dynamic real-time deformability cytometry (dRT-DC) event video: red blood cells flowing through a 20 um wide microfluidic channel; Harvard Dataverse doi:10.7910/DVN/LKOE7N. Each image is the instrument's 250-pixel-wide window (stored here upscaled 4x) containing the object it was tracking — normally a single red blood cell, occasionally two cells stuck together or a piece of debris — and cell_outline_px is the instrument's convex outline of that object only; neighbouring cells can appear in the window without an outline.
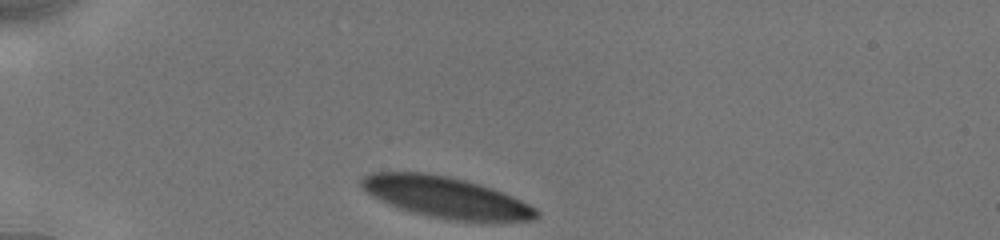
{"species": "human", "species_latin": "Homo sapiens", "temperature_condition": "cold", "stored_images_in_passage": 6, "camera_frame_rate_fps": 3000, "um_per_image_px": 0.085, "donor": {"sex": "male"}, "frame": {"image": 1, "passage_image": 1, "time_ms": 0.0, "image_size_px": [1000, 240], "cell_outline_px": [[540, 216], [536, 220], [452, 220], [428, 216], [412, 212], [388, 204], [372, 196], [360, 188], [360, 180], [364, 176], [372, 172], [428, 172], [448, 176], [480, 184], [504, 192], [536, 208], [540, 212]], "centroid_in_image_um": [37.87, 16.75], "position_along_channel_um": 47.1, "area_um2": 41.73}}